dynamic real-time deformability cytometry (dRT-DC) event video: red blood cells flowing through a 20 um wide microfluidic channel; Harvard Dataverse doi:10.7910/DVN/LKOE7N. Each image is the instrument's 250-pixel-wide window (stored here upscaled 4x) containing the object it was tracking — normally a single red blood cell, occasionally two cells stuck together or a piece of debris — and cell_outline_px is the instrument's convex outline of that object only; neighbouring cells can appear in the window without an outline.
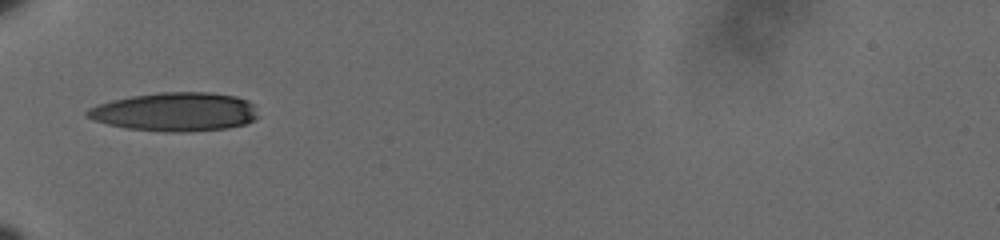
{"species": "human", "species_latin": "Homo sapiens", "temperature_condition": "cold", "stored_images_in_passage": 37, "camera_frame_rate_fps": 3000, "um_per_image_px": 0.085, "donor": {"sex": "male"}, "frame": {"image": 1, "passage_image": 1, "time_ms": 0.0, "image_size_px": [1000, 240], "cell_outline_px": [[260, 116], [256, 120], [244, 124], [228, 128], [172, 132], [164, 132], [128, 128], [108, 124], [84, 116], [84, 112], [88, 108], [112, 100], [132, 96], [160, 92], [212, 92], [236, 96], [248, 100], [252, 104]], "centroid_in_image_um": [14.92, 9.5], "position_along_channel_um": 70.1, "area_um2": 38.55}}
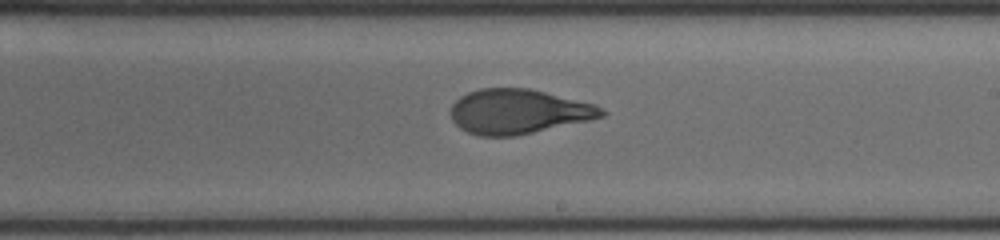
{"frame": {"image": 2, "passage_image": 16, "time_ms": 5.0, "image_size_px": [1000, 240], "cell_outline_px": [[608, 112], [604, 116], [588, 120], [516, 136], [480, 136], [468, 132], [460, 128], [452, 120], [452, 104], [460, 96], [468, 92], [480, 88], [528, 88], [596, 104]], "centroid_in_image_um": [44.06, 9.48], "position_along_channel_um": 244.9, "area_um2": 39.13}}
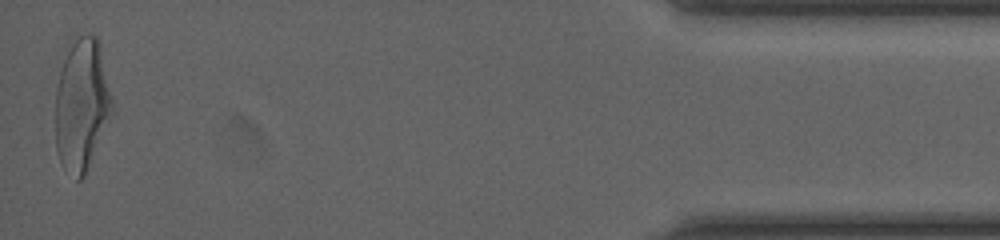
{"frame": {"image": 3, "passage_image": 37, "time_ms": 12.0, "image_size_px": [1000, 240], "cell_outline_px": [[112, 112], [84, 176], [80, 180], [76, 180], [60, 164], [56, 148], [56, 88], [60, 72], [64, 60], [76, 32], [96, 36], [100, 44], [112, 100]], "centroid_in_image_um": [6.93, 8.88], "position_along_channel_um": 428.3, "area_um2": 43.35}, "authors_computed_cell_mechanics": {"area_um2": 39.5352, "velocity_mm_per_s": 3.6078, "shape_relaxation_time_tau1_ms": 6.7743, "shape_relaxation_time_tau2_ms": 1.0879, "deformation_change_tau1": 0.2519, "deformation_change_tau2": 0.0809}}